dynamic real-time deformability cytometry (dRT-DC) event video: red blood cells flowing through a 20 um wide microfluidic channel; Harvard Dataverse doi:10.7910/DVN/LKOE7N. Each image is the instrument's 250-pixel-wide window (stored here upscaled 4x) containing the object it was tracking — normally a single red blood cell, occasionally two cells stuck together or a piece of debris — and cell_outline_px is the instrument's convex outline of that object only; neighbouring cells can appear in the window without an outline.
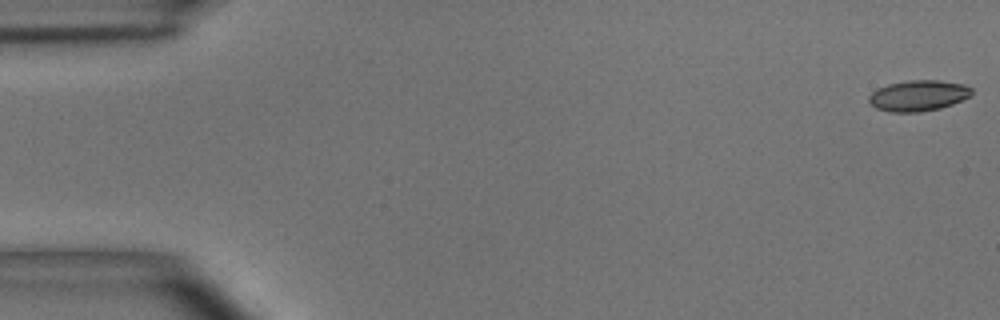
{"species": "common noctule bat (a hibernating species)", "species_latin": "Nyctalus noctula", "temperature_condition": "room temperature", "stored_images_in_passage": 55, "camera_frame_rate_fps": 3000, "um_per_image_px": 0.085, "animal": {"sex": "male", "body_mass_g": 15.6}, "frame": {"image": 1, "passage_image": 1, "time_ms": 0.0, "image_size_px": [1000, 320], "cell_outline_px": [[972, 96], [952, 104], [940, 108], [920, 112], [888, 112], [876, 108], [868, 100], [868, 96], [872, 92], [888, 84], [908, 80], [936, 80], [964, 84], [972, 88]], "centroid_in_image_um": [78.07, 8.13], "position_along_channel_um": 6.9, "area_um2": 18.5}}
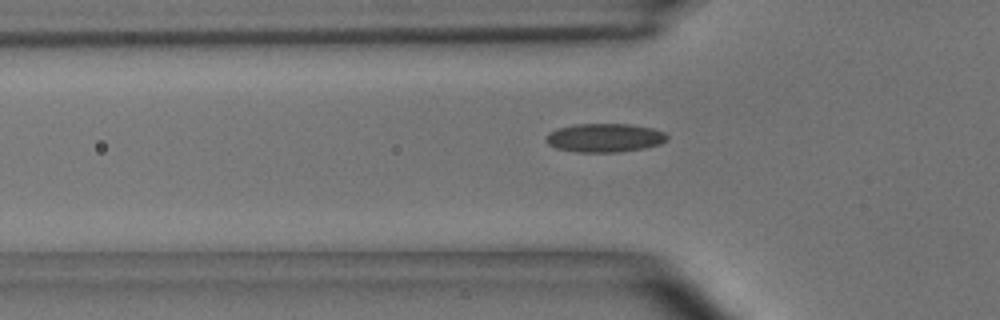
{"frame": {"image": 2, "passage_image": 18, "time_ms": 5.667, "image_size_px": [1000, 320], "cell_outline_px": [[668, 140], [660, 144], [644, 148], [616, 152], [576, 152], [556, 148], [548, 144], [544, 140], [548, 132], [556, 128], [576, 124], [632, 124], [652, 128], [664, 132], [668, 136]], "centroid_in_image_um": [51.37, 11.71], "position_along_channel_um": 74.4, "area_um2": 20.4}}
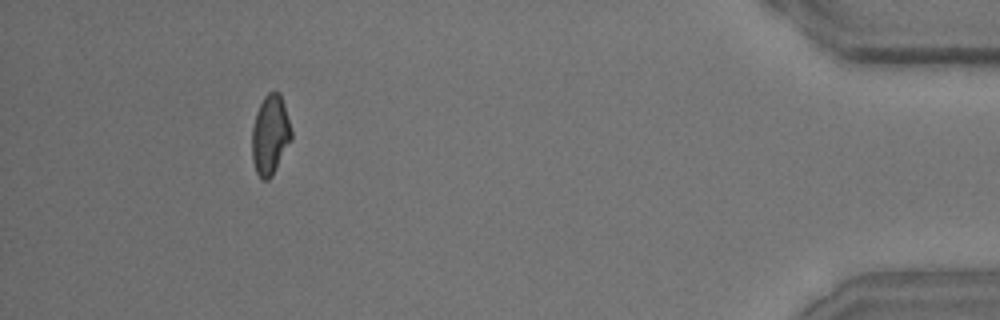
{"frame": {"image": 3, "passage_image": 51, "time_ms": 16.667, "image_size_px": [1000, 320], "cell_outline_px": [[292, 136], [272, 176], [268, 180], [264, 180], [256, 172], [252, 160], [252, 128], [256, 112], [264, 96], [268, 92], [280, 92], [284, 104], [292, 132]], "centroid_in_image_um": [22.95, 11.45], "position_along_channel_um": 412.3, "area_um2": 18.03}, "authors_computed_cell_mechanics": {"area_um2": 18.6694, "velocity_mm_per_s": 3.6201, "shape_relaxation_time_tau1_ms": 5.4013, "shape_relaxation_time_tau2_ms": 2.2176, "deformation_change_tau1": 0.1295, "deformation_change_tau2": 0.0849}}